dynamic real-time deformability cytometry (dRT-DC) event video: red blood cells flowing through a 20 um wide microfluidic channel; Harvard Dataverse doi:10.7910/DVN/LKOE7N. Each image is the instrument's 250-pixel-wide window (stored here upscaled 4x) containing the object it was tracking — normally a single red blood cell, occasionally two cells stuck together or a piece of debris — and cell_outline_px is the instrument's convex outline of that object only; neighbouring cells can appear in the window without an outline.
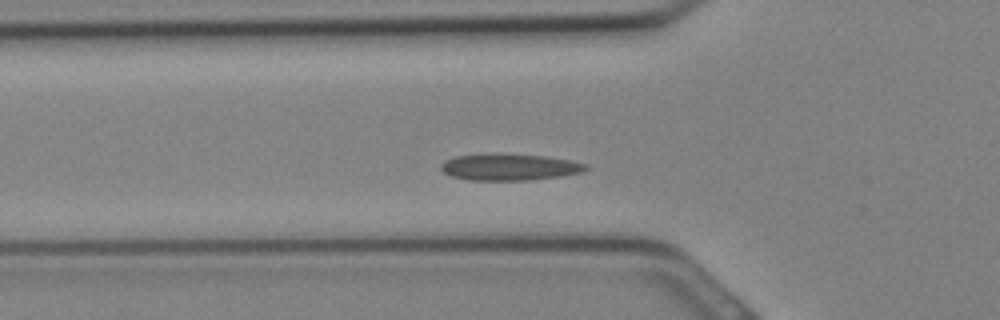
{"species": "Egyptian fruit bat (a non-hibernating species)", "species_latin": "Rousettus aegyptiacus", "temperature_condition": "cold", "stored_images_in_passage": 24, "camera_frame_rate_fps": 3000, "um_per_image_px": 0.085, "animal": {"sex": "female"}, "frame": {"image": 1, "passage_image": 2, "time_ms": 0.333, "image_size_px": [1000, 320], "cell_outline_px": [[588, 168], [580, 172], [560, 176], [528, 180], [468, 180], [452, 176], [444, 172], [440, 168], [440, 164], [444, 160], [456, 156], [492, 152], [544, 156], [568, 160], [584, 164]], "centroid_in_image_um": [43.21, 14.18], "position_along_channel_um": 82.6, "area_um2": 22.48}}
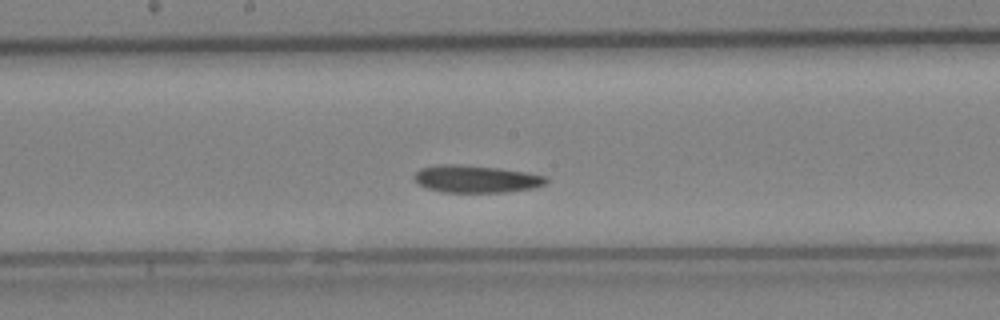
{"frame": {"image": 2, "passage_image": 8, "time_ms": 2.333, "image_size_px": [1000, 320], "cell_outline_px": [[548, 180], [544, 184], [532, 188], [504, 192], [440, 192], [428, 188], [420, 184], [412, 176], [420, 168], [440, 164], [456, 164], [496, 168], [544, 176]], "centroid_in_image_um": [40.39, 15.21], "position_along_channel_um": 207.8, "area_um2": 20.58}}
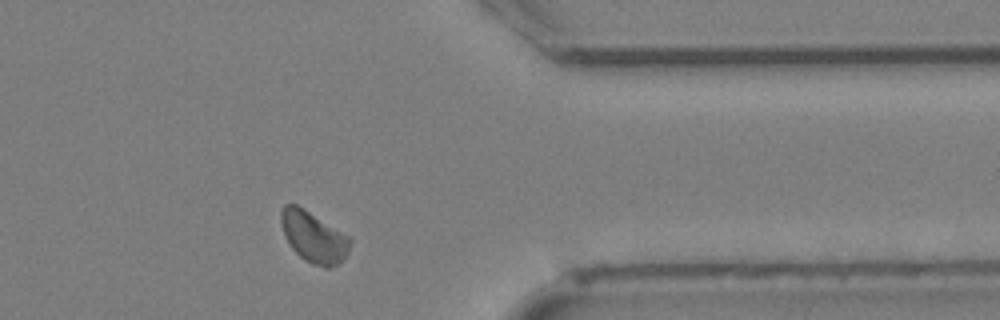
{"frame": {"image": 3, "passage_image": 17, "time_ms": 5.333, "image_size_px": [1000, 320], "cell_outline_px": [[352, 240], [348, 252], [344, 260], [340, 264], [328, 268], [324, 268], [312, 264], [304, 260], [292, 248], [284, 236], [280, 224], [280, 212], [284, 204], [296, 204], [352, 236]], "centroid_in_image_um": [26.69, 20.15], "position_along_channel_um": 384.7, "area_um2": 21.04}}